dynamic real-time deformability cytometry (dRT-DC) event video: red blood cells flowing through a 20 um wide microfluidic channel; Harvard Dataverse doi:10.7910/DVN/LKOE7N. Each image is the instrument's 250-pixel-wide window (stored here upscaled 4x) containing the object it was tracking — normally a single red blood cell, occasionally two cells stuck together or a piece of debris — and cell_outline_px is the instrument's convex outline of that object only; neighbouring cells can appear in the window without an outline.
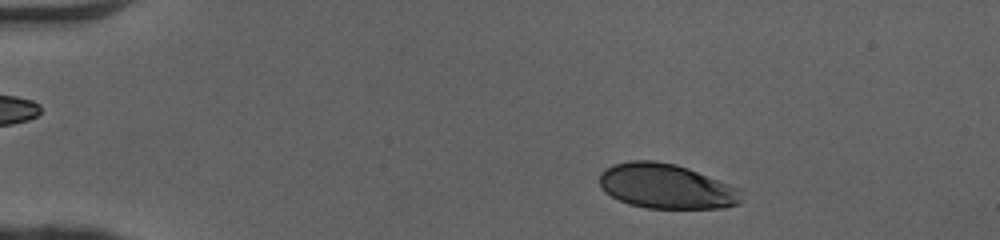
{"species": "human", "species_latin": "Homo sapiens", "temperature_condition": "cold", "stored_images_in_passage": 41, "camera_frame_rate_fps": 3000, "um_per_image_px": 0.085, "donor": {"sex": "female"}, "frame": {"image": 1, "passage_image": 4, "time_ms": 1.0, "image_size_px": [1000, 240], "cell_outline_px": [[740, 204], [724, 208], [644, 208], [628, 204], [604, 192], [600, 188], [600, 172], [604, 168], [612, 164], [628, 160], [652, 160], [676, 164], [688, 168], [740, 188]], "centroid_in_image_um": [56.6, 15.83], "position_along_channel_um": 28.4, "area_um2": 37.34}}
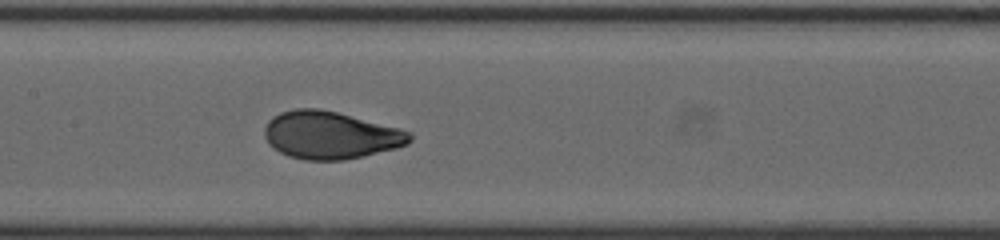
{"frame": {"image": 2, "passage_image": 21, "time_ms": 6.667, "image_size_px": [1000, 240], "cell_outline_px": [[412, 140], [408, 144], [396, 148], [364, 156], [344, 160], [304, 160], [288, 156], [272, 148], [268, 144], [264, 136], [264, 128], [268, 120], [272, 116], [280, 112], [296, 108], [320, 108], [400, 128], [412, 132]], "centroid_in_image_um": [28.07, 11.49], "position_along_channel_um": 179.3, "area_um2": 40.58}}
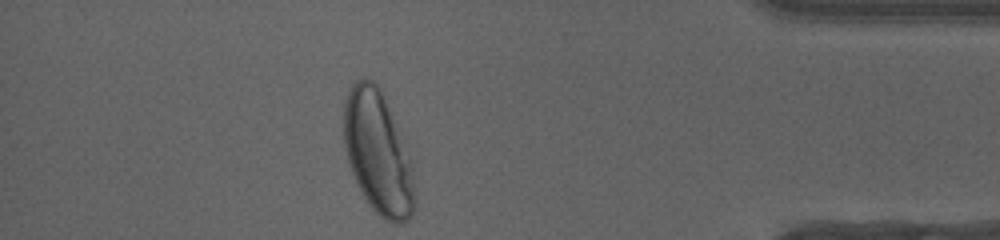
{"frame": {"image": 3, "passage_image": 40, "time_ms": 13.0, "image_size_px": [1000, 240], "cell_outline_px": [[416, 208], [412, 216], [404, 224], [392, 224], [384, 220], [368, 204], [352, 172], [348, 160], [344, 144], [344, 104], [348, 92], [352, 84], [356, 80], [364, 76], [372, 80], [380, 88], [396, 120], [416, 164]], "centroid_in_image_um": [32.22, 13.03], "position_along_channel_um": 403.0, "area_um2": 52.37}, "authors_computed_cell_mechanics": {"area_um2": 39.7664, "velocity_mm_per_s": 4.0742, "shape_relaxation_time_tau1_ms": 3.1417, "shape_relaxation_time_tau2_ms": null, "deformation_change_tau1": 0.1722, "deformation_change_tau2": null}}